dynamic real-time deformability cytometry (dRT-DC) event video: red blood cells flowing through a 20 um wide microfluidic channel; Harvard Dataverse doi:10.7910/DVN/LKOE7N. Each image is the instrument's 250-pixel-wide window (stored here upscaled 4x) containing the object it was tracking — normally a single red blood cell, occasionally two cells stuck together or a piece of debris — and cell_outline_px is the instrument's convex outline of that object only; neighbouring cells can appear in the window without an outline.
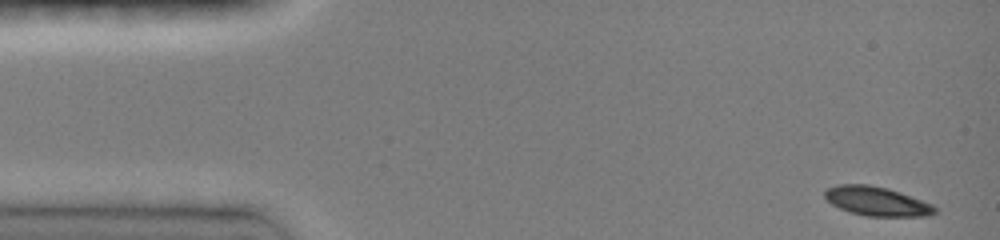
{"species": "common noctule bat (a hibernating species)", "species_latin": "Nyctalus noctula", "temperature_condition": "room temperature", "stored_images_in_passage": 34, "camera_frame_rate_fps": 3000, "um_per_image_px": 0.085, "animal": {"sex": "female", "body_mass_g": 19.0, "forearm_length_mm": 51.5}, "frame": {"image": 1, "passage_image": 1, "time_ms": 0.0, "image_size_px": [1000, 240], "cell_outline_px": [[936, 212], [928, 216], [868, 216], [848, 212], [832, 204], [824, 196], [824, 192], [828, 188], [836, 184], [868, 184], [888, 188], [900, 192], [932, 204], [936, 208]], "centroid_in_image_um": [74.51, 17.1], "position_along_channel_um": 10.5, "area_um2": 18.67}}
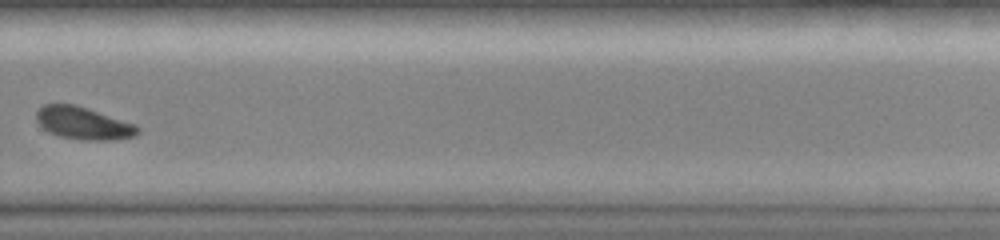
{"frame": {"image": 2, "passage_image": 25, "time_ms": 10.333, "image_size_px": [1000, 240], "cell_outline_px": [[140, 132], [136, 136], [112, 140], [80, 140], [60, 136], [48, 132], [36, 120], [36, 112], [44, 104], [76, 104], [136, 124], [140, 128]], "centroid_in_image_um": [7.11, 10.47], "position_along_channel_um": 322.7, "area_um2": 19.31}}
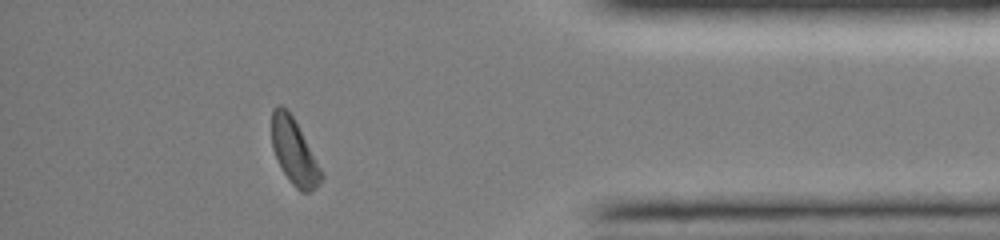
{"frame": {"image": 3, "passage_image": 31, "time_ms": 13.0, "image_size_px": [1000, 240], "cell_outline_px": [[324, 176], [316, 188], [308, 192], [300, 192], [292, 184], [284, 172], [272, 148], [272, 108], [276, 104], [280, 104], [288, 108], [320, 168]], "centroid_in_image_um": [24.98, 12.87], "position_along_channel_um": 410.2, "area_um2": 18.55}, "authors_computed_cell_mechanics": {"area_um2": 19.6231, "velocity_mm_per_s": 4.0691, "shape_relaxation_time_tau1_ms": 2.2781, "shape_relaxation_time_tau2_ms": null, "deformation_change_tau1": 0.103, "deformation_change_tau2": null}}